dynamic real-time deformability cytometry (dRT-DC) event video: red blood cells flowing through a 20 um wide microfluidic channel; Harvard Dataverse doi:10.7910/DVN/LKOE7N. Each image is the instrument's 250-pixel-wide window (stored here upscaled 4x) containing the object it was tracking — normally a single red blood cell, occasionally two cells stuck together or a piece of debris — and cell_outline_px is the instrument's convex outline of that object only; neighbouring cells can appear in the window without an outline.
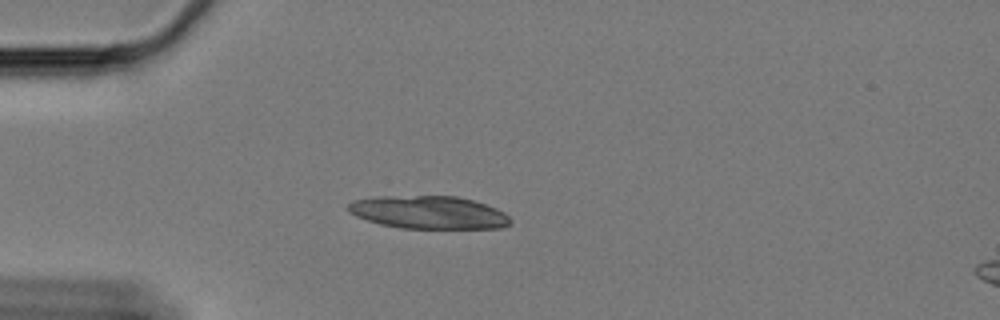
{"species": "Egyptian fruit bat (a non-hibernating species)", "species_latin": "Rousettus aegyptiacus", "temperature_condition": "cold", "stored_images_in_passage": 45, "camera_frame_rate_fps": 3000, "um_per_image_px": 0.085, "animal": {"sex": "female"}, "frame": {"image": 1, "passage_image": 1, "time_ms": 0.0, "image_size_px": [1000, 320], "cell_outline_px": [[512, 224], [500, 228], [400, 228], [380, 224], [356, 216], [348, 212], [348, 204], [352, 200], [376, 196], [456, 196], [472, 200], [496, 208], [504, 212], [512, 220]], "centroid_in_image_um": [36.43, 18.05], "position_along_channel_um": 48.6, "area_um2": 31.15}}
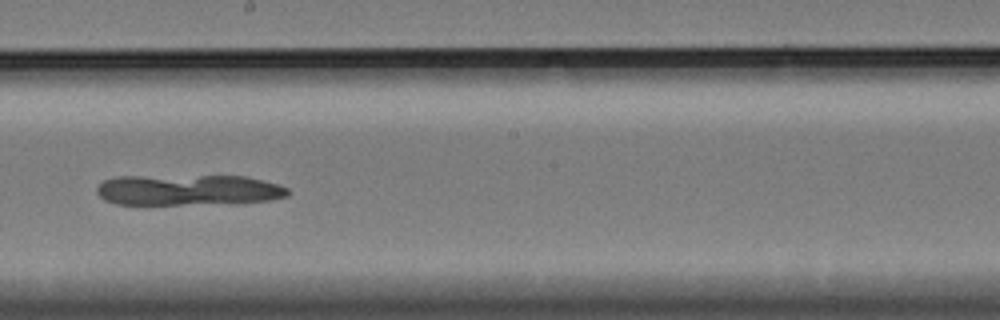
{"frame": {"image": 2, "passage_image": 19, "time_ms": 6.0, "image_size_px": [1000, 320], "cell_outline_px": [[292, 192], [288, 196], [268, 200], [240, 204], [116, 204], [104, 200], [96, 192], [96, 188], [104, 180], [116, 176], [244, 176], [276, 184], [288, 188]], "centroid_in_image_um": [16.02, 16.16], "position_along_channel_um": 232.2, "area_um2": 34.62}}
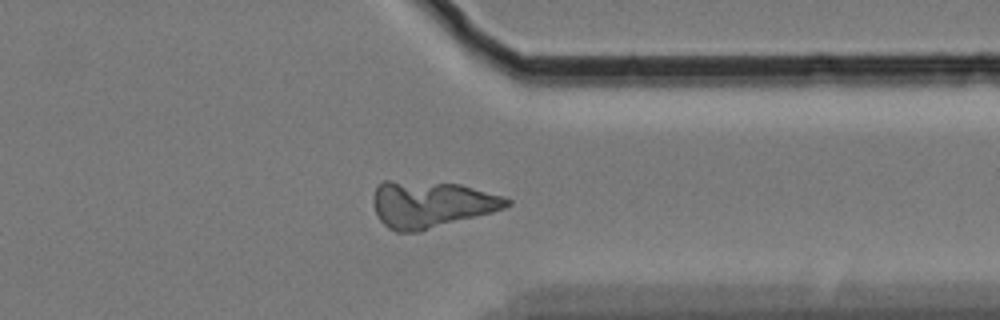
{"frame": {"image": 3, "passage_image": 32, "time_ms": 10.333, "image_size_px": [1000, 320], "cell_outline_px": [[512, 204], [504, 208], [492, 212], [420, 232], [396, 232], [388, 228], [380, 220], [372, 204], [372, 196], [376, 188], [384, 180], [388, 180], [460, 184], [500, 196], [512, 200]], "centroid_in_image_um": [36.61, 17.38], "position_along_channel_um": 374.8, "area_um2": 36.18}}